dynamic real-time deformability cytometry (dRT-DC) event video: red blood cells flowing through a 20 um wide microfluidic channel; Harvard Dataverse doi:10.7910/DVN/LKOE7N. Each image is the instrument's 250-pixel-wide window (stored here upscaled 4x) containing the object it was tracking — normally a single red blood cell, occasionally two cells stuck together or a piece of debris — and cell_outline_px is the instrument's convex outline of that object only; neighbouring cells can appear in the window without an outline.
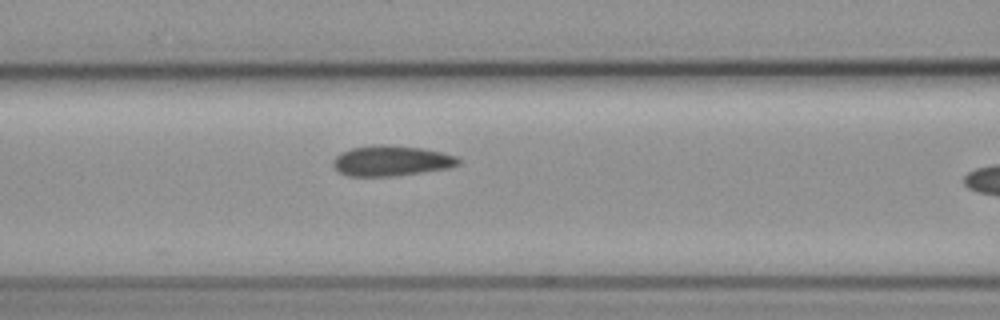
{"species": "common noctule bat (a hibernating species)", "species_latin": "Nyctalus noctula", "temperature_condition": "cold", "stored_images_in_passage": 5, "camera_frame_rate_fps": 3000, "um_per_image_px": 0.085, "animal": {"sex": "female", "body_mass_g": 19.3, "forearm_length_mm": 54.1}, "frame": {"image": 1, "passage_image": 4, "time_ms": 4.667, "image_size_px": [1000, 320], "cell_outline_px": [[460, 164], [448, 168], [392, 176], [348, 176], [340, 172], [332, 164], [332, 160], [340, 152], [352, 148], [372, 144], [388, 144], [420, 148], [440, 152], [456, 156], [460, 160]], "centroid_in_image_um": [33.22, 13.65], "position_along_channel_um": 133.4, "area_um2": 22.14}}